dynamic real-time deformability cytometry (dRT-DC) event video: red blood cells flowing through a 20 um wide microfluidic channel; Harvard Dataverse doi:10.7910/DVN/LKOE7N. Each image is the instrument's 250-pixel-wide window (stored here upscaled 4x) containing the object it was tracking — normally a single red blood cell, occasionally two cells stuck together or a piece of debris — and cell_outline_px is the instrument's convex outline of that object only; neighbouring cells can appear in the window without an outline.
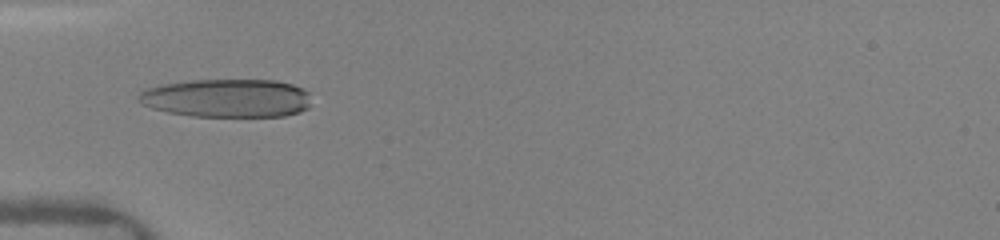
{"species": "human", "species_latin": "Homo sapiens", "temperature_condition": "warm", "stored_images_in_passage": 12, "camera_frame_rate_fps": 3000, "um_per_image_px": 0.085, "donor": {"sex": "female"}, "frame": {"image": 1, "passage_image": 9, "time_ms": 3.333, "image_size_px": [1000, 240], "cell_outline_px": [[308, 108], [300, 112], [284, 116], [192, 116], [168, 112], [152, 108], [140, 104], [136, 100], [136, 96], [140, 92], [148, 88], [160, 84], [192, 80], [276, 80], [292, 84], [308, 92]], "centroid_in_image_um": [19.23, 8.34], "position_along_channel_um": 65.8, "area_um2": 38.73}}
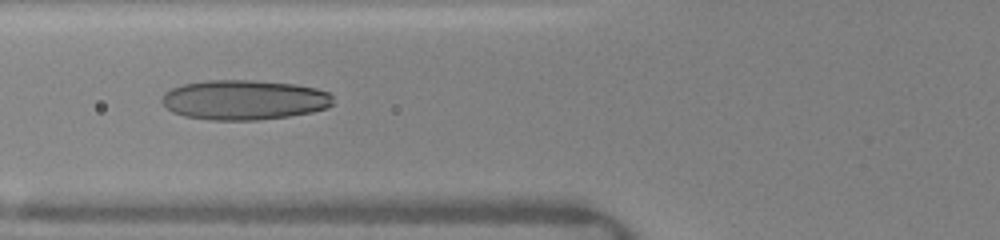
{"frame": {"image": 2, "passage_image": 11, "time_ms": 4.333, "image_size_px": [1000, 240], "cell_outline_px": [[332, 104], [328, 108], [312, 112], [288, 116], [256, 120], [212, 120], [184, 116], [172, 112], [160, 100], [164, 92], [172, 88], [184, 84], [208, 80], [252, 80], [296, 84], [316, 88], [328, 92], [332, 96]], "centroid_in_image_um": [20.75, 8.49], "position_along_channel_um": 105.0, "area_um2": 39.82}}